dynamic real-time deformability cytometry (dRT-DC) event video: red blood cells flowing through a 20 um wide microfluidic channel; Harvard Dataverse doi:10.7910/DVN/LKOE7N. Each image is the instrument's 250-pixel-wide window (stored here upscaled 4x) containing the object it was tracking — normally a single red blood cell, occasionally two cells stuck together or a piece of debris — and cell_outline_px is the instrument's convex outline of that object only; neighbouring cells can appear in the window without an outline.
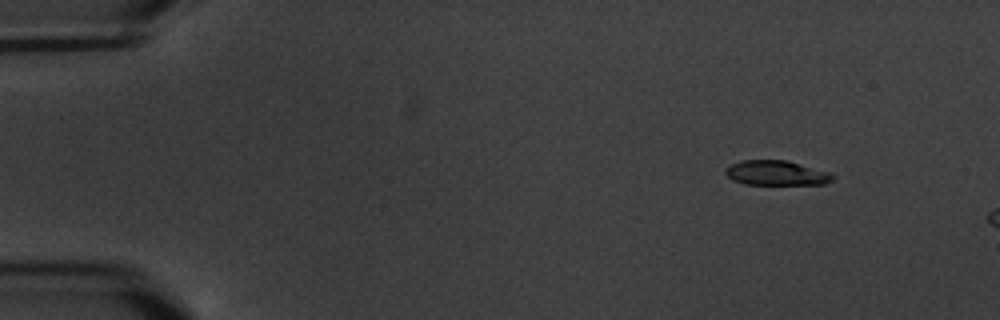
{"species": "common noctule bat (a hibernating species)", "species_latin": "Nyctalus noctula", "temperature_condition": "warm", "stored_images_in_passage": 3, "camera_frame_rate_fps": 3000, "um_per_image_px": 0.085, "animal": {"sex": "male", "body_mass_g": 20.1, "forearm_length_mm": 53.5}, "frame": {"image": 1, "passage_image": 1, "time_ms": 0.0, "image_size_px": [1000, 320], "cell_outline_px": [[836, 176], [832, 180], [824, 184], [744, 184], [732, 180], [724, 172], [724, 168], [740, 160], [788, 160], [832, 172]], "centroid_in_image_um": [66.01, 14.69], "position_along_channel_um": 19.0, "area_um2": 15.72}}